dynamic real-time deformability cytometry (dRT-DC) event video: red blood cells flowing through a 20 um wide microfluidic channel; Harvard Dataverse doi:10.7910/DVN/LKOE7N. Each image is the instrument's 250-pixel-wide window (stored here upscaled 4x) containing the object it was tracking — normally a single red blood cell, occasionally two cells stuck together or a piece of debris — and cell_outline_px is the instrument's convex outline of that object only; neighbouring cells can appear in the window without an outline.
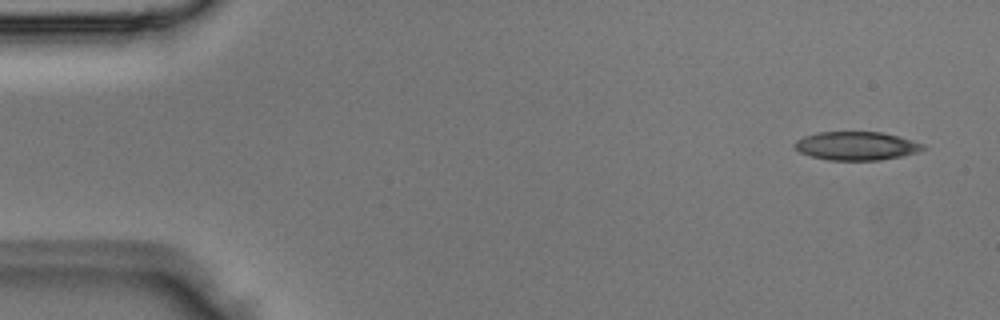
{"species": "Egyptian fruit bat (a non-hibernating species)", "species_latin": "Rousettus aegyptiacus", "temperature_condition": "room temperature", "stored_images_in_passage": 3, "segment_of_instrument_passage": [2, 2], "camera_frame_rate_fps": 3000, "um_per_image_px": 0.085, "animal": {"sex": "male"}, "frame": {"image": 1, "passage_image": 3, "time_ms": 0.667, "image_size_px": [1000, 320], "cell_outline_px": [[928, 148], [920, 152], [880, 160], [828, 160], [812, 156], [800, 152], [792, 144], [796, 140], [804, 136], [816, 132], [880, 132], [900, 136], [924, 144]], "centroid_in_image_um": [72.82, 12.39], "position_along_channel_um": 12.2, "area_um2": 21.44}}